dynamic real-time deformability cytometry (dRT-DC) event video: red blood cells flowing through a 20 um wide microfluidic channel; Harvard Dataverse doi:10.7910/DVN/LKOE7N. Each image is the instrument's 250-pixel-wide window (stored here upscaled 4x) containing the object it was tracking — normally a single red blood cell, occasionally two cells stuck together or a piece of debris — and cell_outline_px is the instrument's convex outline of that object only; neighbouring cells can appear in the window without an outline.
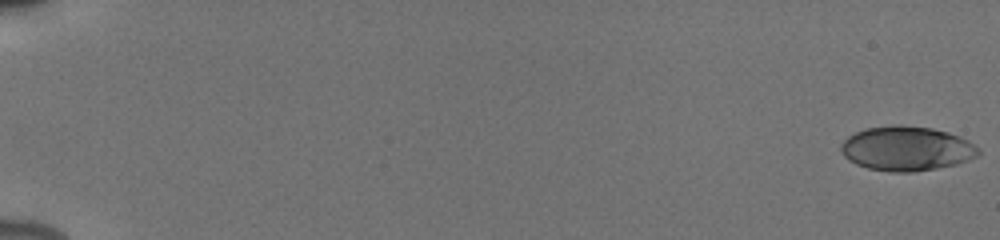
{"species": "human", "species_latin": "Homo sapiens", "temperature_condition": "cold", "stored_images_in_passage": 55, "camera_frame_rate_fps": 3000, "um_per_image_px": 0.085, "donor": {"sex": "male"}, "frame": {"image": 1, "passage_image": 1, "time_ms": 0.0, "image_size_px": [1000, 240], "cell_outline_px": [[980, 152], [976, 156], [968, 160], [956, 164], [936, 168], [912, 172], [888, 172], [868, 168], [856, 164], [848, 160], [844, 156], [840, 148], [840, 144], [848, 136], [864, 128], [892, 124], [900, 124], [932, 128], [948, 132], [960, 136], [968, 140], [980, 148]], "centroid_in_image_um": [77.05, 12.61], "position_along_channel_um": 8.0, "area_um2": 35.95}}
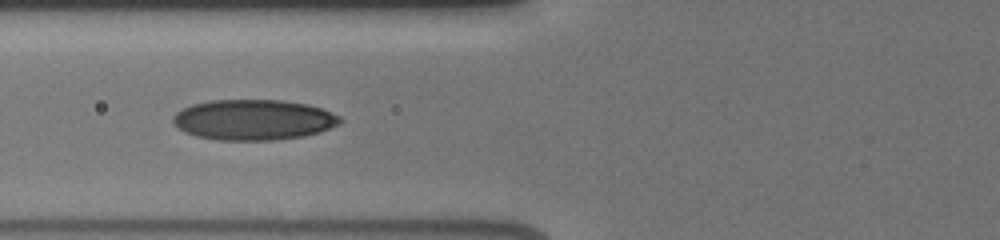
{"frame": {"image": 2, "passage_image": 24, "time_ms": 7.667, "image_size_px": [1000, 240], "cell_outline_px": [[344, 120], [340, 124], [320, 132], [304, 136], [276, 140], [216, 140], [196, 136], [184, 132], [172, 120], [172, 116], [176, 112], [192, 104], [208, 100], [280, 100], [308, 104], [320, 108], [340, 116]], "centroid_in_image_um": [21.56, 10.18], "position_along_channel_um": 104.2, "area_um2": 39.59}}
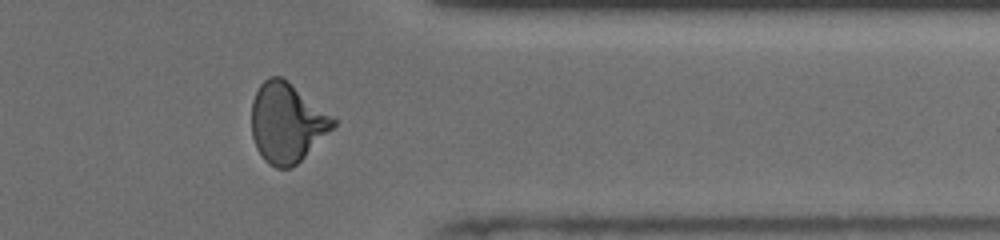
{"frame": {"image": 3, "passage_image": 46, "time_ms": 15.0, "image_size_px": [1000, 240], "cell_outline_px": [[336, 124], [292, 168], [276, 168], [268, 164], [264, 160], [256, 148], [252, 136], [252, 100], [260, 84], [268, 76], [280, 76], [288, 80], [336, 120]], "centroid_in_image_um": [24.34, 10.42], "position_along_channel_um": 387.1, "area_um2": 37.4}, "authors_computed_cell_mechanics": {"area_um2": 36.414, "velocity_mm_per_s": 3.9276, "shape_relaxation_time_tau1_ms": 6.0818, "shape_relaxation_time_tau2_ms": 1.464, "deformation_change_tau1": 0.1787, "deformation_change_tau2": 0.0692}}